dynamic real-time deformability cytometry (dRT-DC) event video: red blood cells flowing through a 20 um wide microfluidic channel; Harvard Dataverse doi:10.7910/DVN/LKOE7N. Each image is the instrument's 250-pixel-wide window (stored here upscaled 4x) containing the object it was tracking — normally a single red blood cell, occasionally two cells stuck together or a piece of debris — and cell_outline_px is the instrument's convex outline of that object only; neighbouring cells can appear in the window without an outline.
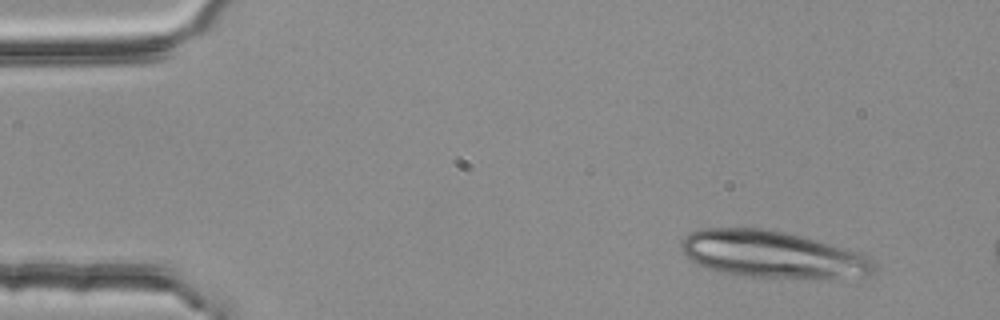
{"species": "common noctule bat (a hibernating species)", "species_latin": "Nyctalus noctula", "temperature_condition": "room temperature", "stored_images_in_passage": 4, "camera_frame_rate_fps": 3000, "um_per_image_px": 0.085, "animal": {"sex": "female", "body_mass_g": 25.1}, "frame": {"image": 1, "passage_image": 1, "time_ms": 0.0, "image_size_px": [1000, 320], "cell_outline_px": [[876, 272], [872, 276], [832, 280], [828, 280], [744, 276], [724, 272], [708, 268], [684, 256], [680, 248], [680, 244], [684, 236], [692, 232], [704, 228], [764, 228], [784, 232], [800, 236], [860, 252], [868, 256], [876, 264]], "centroid_in_image_um": [65.75, 21.66], "position_along_channel_um": 19.2, "area_um2": 53.58}}